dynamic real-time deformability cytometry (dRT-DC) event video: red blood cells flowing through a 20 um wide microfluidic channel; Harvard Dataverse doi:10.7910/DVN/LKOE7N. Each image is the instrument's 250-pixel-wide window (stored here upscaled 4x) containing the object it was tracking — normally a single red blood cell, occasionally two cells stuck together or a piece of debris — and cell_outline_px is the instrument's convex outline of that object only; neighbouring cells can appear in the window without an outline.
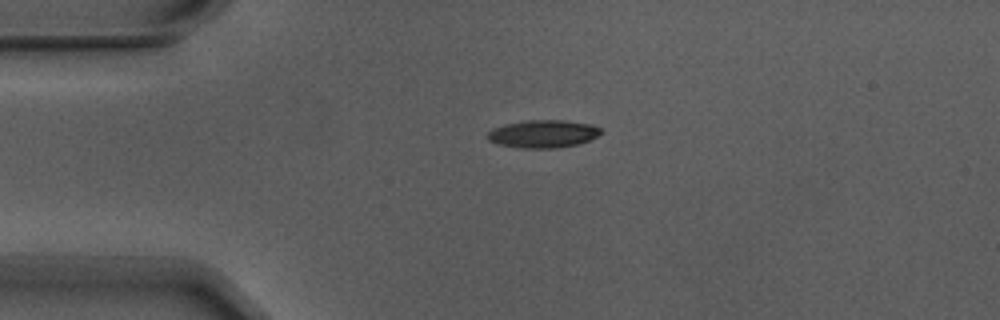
{"species": "Egyptian fruit bat (a non-hibernating species)", "species_latin": "Rousettus aegyptiacus", "temperature_condition": "warm", "stored_images_in_passage": 3, "camera_frame_rate_fps": 3000, "um_per_image_px": 0.085, "animal": {"sex": "male"}, "frame": {"image": 1, "passage_image": 1, "time_ms": 0.0, "image_size_px": [1000, 320], "cell_outline_px": [[600, 132], [596, 136], [580, 144], [556, 148], [520, 148], [500, 144], [488, 140], [488, 132], [492, 128], [504, 124], [528, 120], [564, 120], [592, 124], [600, 128]], "centroid_in_image_um": [46.15, 11.37], "position_along_channel_um": 38.8, "area_um2": 18.26}}